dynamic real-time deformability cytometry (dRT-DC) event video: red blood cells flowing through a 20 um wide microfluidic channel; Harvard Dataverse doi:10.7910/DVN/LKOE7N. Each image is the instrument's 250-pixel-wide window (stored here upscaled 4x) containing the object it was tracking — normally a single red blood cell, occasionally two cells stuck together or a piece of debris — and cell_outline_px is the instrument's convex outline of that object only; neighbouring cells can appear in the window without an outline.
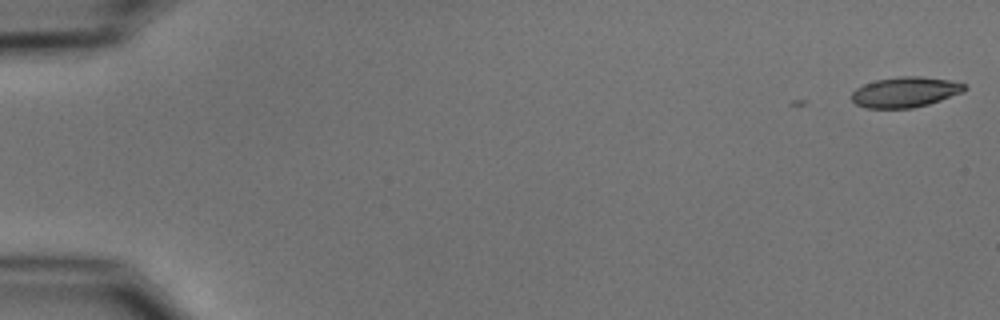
{"species": "common noctule bat (a hibernating species)", "species_latin": "Nyctalus noctula", "temperature_condition": "cold", "stored_images_in_passage": 2, "camera_frame_rate_fps": 3000, "um_per_image_px": 0.085, "animal": {"sex": "male", "body_mass_g": 15.6}, "frame": {"image": 1, "passage_image": 2, "time_ms": 0.333, "image_size_px": [1000, 320], "cell_outline_px": [[968, 88], [964, 92], [928, 104], [912, 108], [868, 108], [856, 104], [852, 100], [852, 92], [856, 88], [864, 84], [876, 80], [900, 76], [920, 76], [948, 80], [968, 84]], "centroid_in_image_um": [76.97, 7.82], "position_along_channel_um": 8.0, "area_um2": 20.0}}